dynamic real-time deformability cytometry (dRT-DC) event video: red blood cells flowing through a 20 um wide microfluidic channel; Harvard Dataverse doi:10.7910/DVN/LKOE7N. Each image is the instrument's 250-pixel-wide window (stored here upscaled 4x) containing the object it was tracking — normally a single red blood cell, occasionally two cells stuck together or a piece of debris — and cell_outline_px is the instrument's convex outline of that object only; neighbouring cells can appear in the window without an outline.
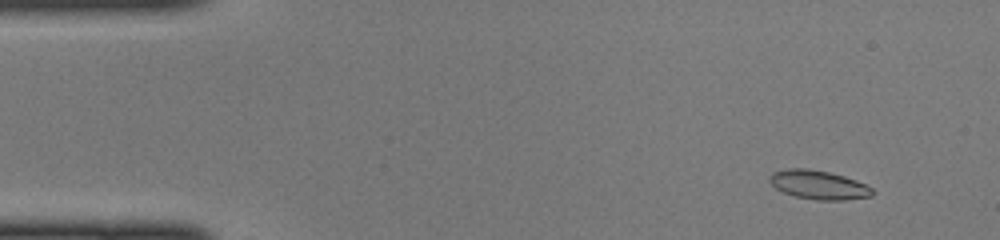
{"species": "common noctule bat (a hibernating species)", "species_latin": "Nyctalus noctula", "temperature_condition": "cold", "stored_images_in_passage": 47, "camera_frame_rate_fps": 3000, "um_per_image_px": 0.085, "animal": {"sex": "female", "body_mass_g": 22.0, "forearm_length_mm": 56.7}, "frame": {"image": 1, "passage_image": 4, "time_ms": 1.0, "image_size_px": [1000, 240], "cell_outline_px": [[872, 196], [844, 200], [816, 200], [796, 196], [784, 192], [776, 188], [768, 180], [768, 176], [772, 172], [788, 168], [808, 168], [828, 172], [844, 176], [856, 180], [872, 188]], "centroid_in_image_um": [69.55, 15.7], "position_along_channel_um": 15.5, "area_um2": 17.22}}
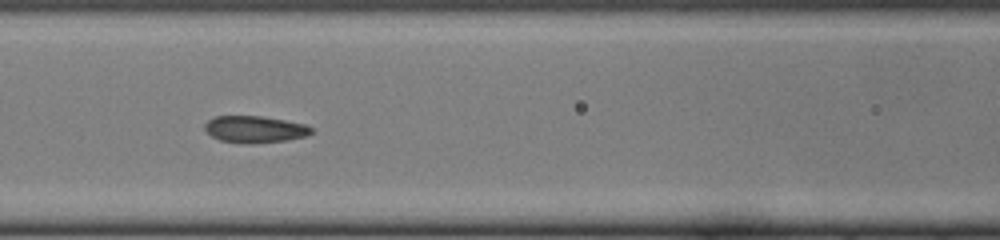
{"frame": {"image": 2, "passage_image": 20, "time_ms": 6.333, "image_size_px": [1000, 240], "cell_outline_px": [[312, 132], [304, 136], [284, 140], [252, 144], [240, 144], [220, 140], [212, 136], [204, 128], [204, 124], [208, 120], [216, 116], [264, 116], [304, 124], [312, 128]], "centroid_in_image_um": [21.61, 10.99], "position_along_channel_um": 145.0, "area_um2": 16.59}}
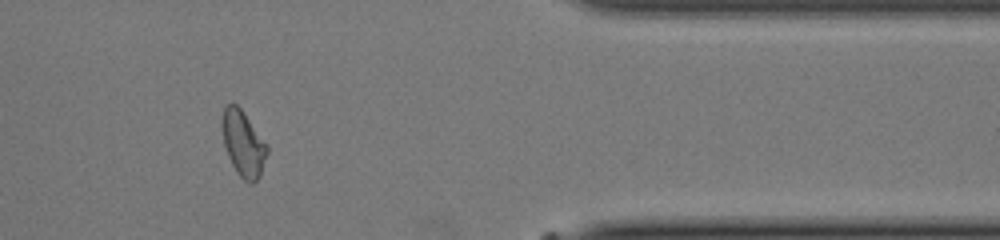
{"frame": {"image": 3, "passage_image": 39, "time_ms": 12.667, "image_size_px": [1000, 240], "cell_outline_px": [[268, 152], [260, 176], [252, 184], [248, 184], [236, 172], [228, 156], [224, 144], [220, 128], [220, 124], [224, 104], [236, 104], [244, 112], [268, 144]], "centroid_in_image_um": [20.66, 12.18], "position_along_channel_um": 390.7, "area_um2": 17.63}}